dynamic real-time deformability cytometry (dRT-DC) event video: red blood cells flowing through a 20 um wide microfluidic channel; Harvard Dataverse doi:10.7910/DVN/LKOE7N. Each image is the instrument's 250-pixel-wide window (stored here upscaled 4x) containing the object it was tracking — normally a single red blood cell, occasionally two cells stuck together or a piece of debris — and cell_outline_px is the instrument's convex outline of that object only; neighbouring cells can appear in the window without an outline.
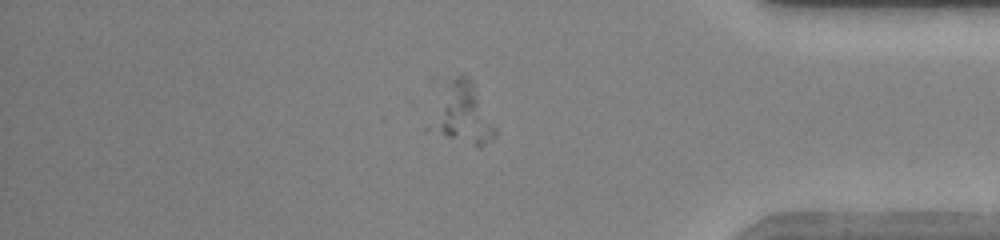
{"species": "human", "species_latin": "Homo sapiens", "temperature_condition": "warm", "stored_images_in_passage": 55, "camera_frame_rate_fps": 3000, "um_per_image_px": 0.085, "donor": {"sex": "female"}, "frame": {"image": 1, "passage_image": 47, "time_ms": 15.333, "image_size_px": [1000, 240], "cell_outline_px": [[496, 136], [480, 148], [476, 148], [424, 132], [424, 128], [448, 80], [460, 72], [464, 72], [472, 80], [496, 128]], "centroid_in_image_um": [39.22, 9.74], "position_along_channel_um": 396.0, "area_um2": 24.16}}